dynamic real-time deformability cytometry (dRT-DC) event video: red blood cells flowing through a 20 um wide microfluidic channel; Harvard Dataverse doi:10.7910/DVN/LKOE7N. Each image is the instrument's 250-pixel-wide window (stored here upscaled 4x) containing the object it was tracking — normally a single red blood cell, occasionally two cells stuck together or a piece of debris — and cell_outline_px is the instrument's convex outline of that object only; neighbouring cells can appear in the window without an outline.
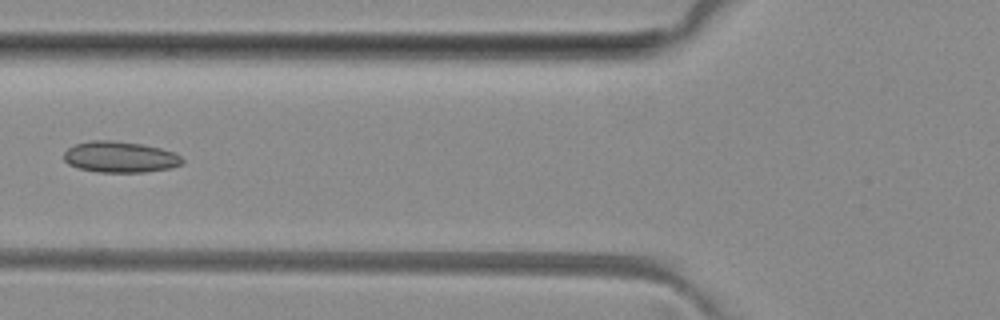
{"species": "common noctule bat (a hibernating species)", "species_latin": "Nyctalus noctula", "temperature_condition": "room temperature", "stored_images_in_passage": 4, "camera_frame_rate_fps": 3000, "um_per_image_px": 0.085, "animal": {"sex": "female", "body_mass_g": 29.2, "forearm_length_mm": 56.3}, "frame": {"image": 1, "passage_image": 4, "time_ms": 4.0, "image_size_px": [1000, 320], "cell_outline_px": [[184, 164], [172, 168], [144, 172], [96, 172], [80, 168], [68, 164], [64, 160], [64, 152], [68, 148], [76, 144], [92, 140], [112, 140], [140, 144], [160, 148], [172, 152], [180, 156], [184, 160]], "centroid_in_image_um": [10.21, 13.35], "position_along_channel_um": 115.6, "area_um2": 21.44}}